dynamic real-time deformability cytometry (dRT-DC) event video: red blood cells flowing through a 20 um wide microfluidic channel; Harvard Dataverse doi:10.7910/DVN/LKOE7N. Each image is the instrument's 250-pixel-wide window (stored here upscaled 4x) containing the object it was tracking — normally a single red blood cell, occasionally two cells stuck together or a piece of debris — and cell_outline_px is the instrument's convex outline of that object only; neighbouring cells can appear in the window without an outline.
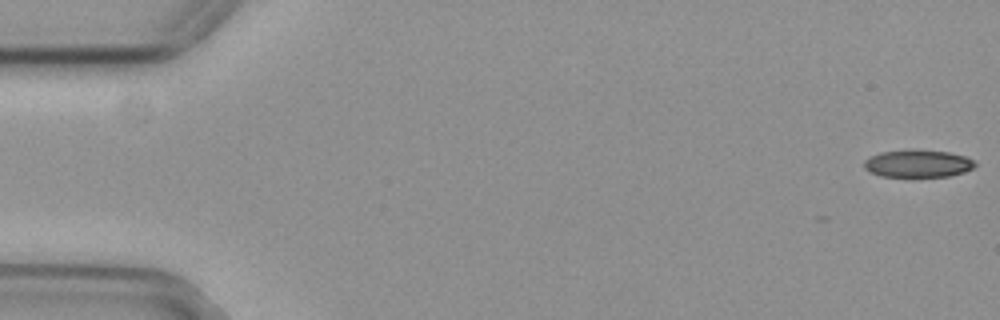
{"species": "common noctule bat (a hibernating species)", "species_latin": "Nyctalus noctula", "temperature_condition": "cold", "stored_images_in_passage": 13, "camera_frame_rate_fps": 3000, "um_per_image_px": 0.085, "animal": {"sex": "female", "body_mass_g": 29.2, "forearm_length_mm": 56.3}, "frame": {"image": 1, "passage_image": 1, "time_ms": 0.0, "image_size_px": [1000, 320], "cell_outline_px": [[976, 164], [972, 168], [964, 172], [948, 176], [880, 176], [864, 168], [864, 160], [880, 152], [908, 148], [916, 148], [948, 152], [964, 156], [976, 160]], "centroid_in_image_um": [78.02, 13.87], "position_along_channel_um": 7.0, "area_um2": 17.98}}
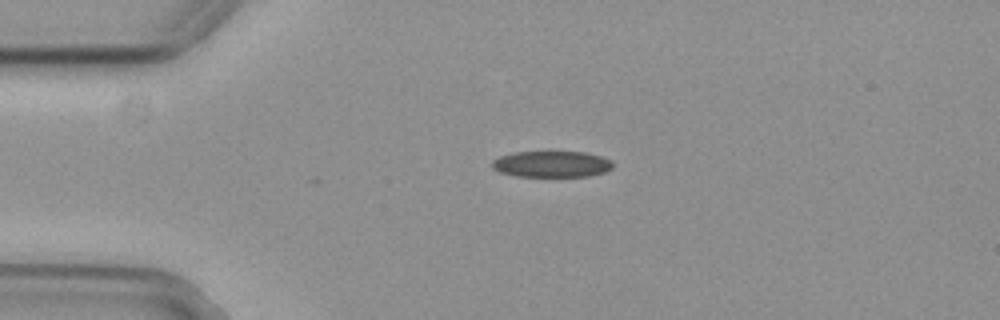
{"frame": {"image": 2, "passage_image": 13, "time_ms": 4.0, "image_size_px": [1000, 320], "cell_outline_px": [[612, 168], [604, 172], [588, 176], [516, 176], [500, 172], [492, 168], [492, 160], [500, 156], [512, 152], [584, 152], [600, 156], [612, 160]], "centroid_in_image_um": [46.87, 13.94], "position_along_channel_um": 38.1, "area_um2": 18.38}}